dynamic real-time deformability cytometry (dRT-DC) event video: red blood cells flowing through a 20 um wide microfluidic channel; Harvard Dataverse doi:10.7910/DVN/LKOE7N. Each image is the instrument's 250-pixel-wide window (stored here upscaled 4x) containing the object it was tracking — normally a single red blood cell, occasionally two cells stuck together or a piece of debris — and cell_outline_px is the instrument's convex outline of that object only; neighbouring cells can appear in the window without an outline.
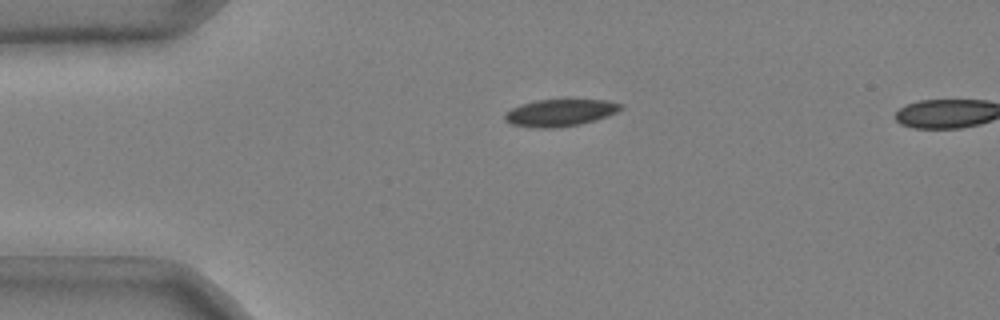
{"species": "common noctule bat (a hibernating species)", "species_latin": "Nyctalus noctula", "temperature_condition": "cold", "stored_images_in_passage": 37, "camera_frame_rate_fps": 3000, "um_per_image_px": 0.085, "animal": {"sex": "male", "body_mass_g": 20.4}, "frame": {"image": 1, "passage_image": 1, "time_ms": 0.0, "image_size_px": [1000, 320], "cell_outline_px": [[624, 108], [608, 116], [596, 120], [580, 124], [556, 128], [536, 128], [512, 124], [504, 120], [504, 112], [520, 104], [536, 100], [608, 100], [624, 104]], "centroid_in_image_um": [47.62, 9.58], "position_along_channel_um": 37.4, "area_um2": 18.44}}
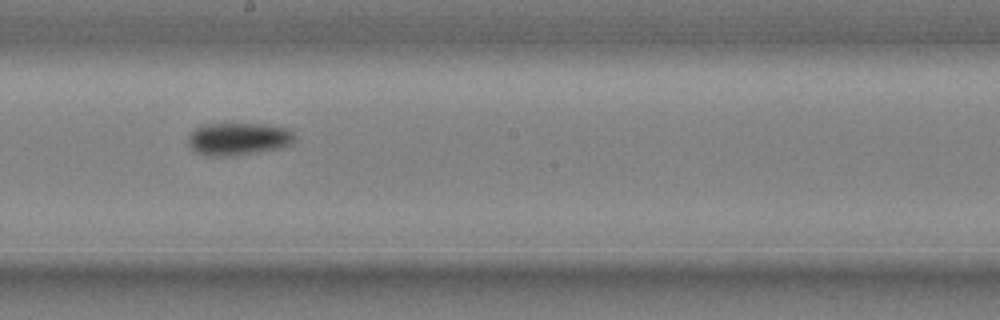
{"frame": {"image": 2, "passage_image": 19, "time_ms": 6.0, "image_size_px": [1000, 320], "cell_outline_px": [[296, 140], [292, 144], [280, 148], [256, 152], [228, 156], [204, 156], [196, 152], [188, 144], [188, 136], [196, 128], [204, 124], [260, 124], [288, 128], [296, 136]], "centroid_in_image_um": [20.27, 11.81], "position_along_channel_um": 227.9, "area_um2": 20.23}}
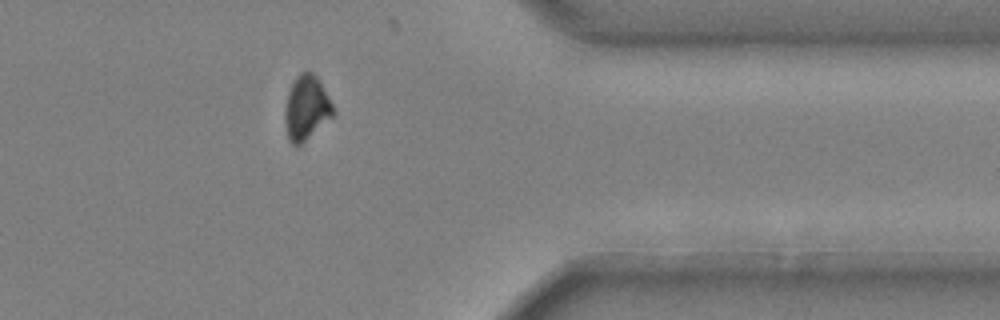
{"frame": {"image": 3, "passage_image": 33, "time_ms": 10.667, "image_size_px": [1000, 320], "cell_outline_px": [[336, 112], [332, 116], [300, 144], [292, 144], [288, 140], [284, 120], [284, 112], [288, 92], [296, 76], [300, 72], [312, 72], [316, 76], [328, 96]], "centroid_in_image_um": [26.02, 9.15], "position_along_channel_um": 385.4, "area_um2": 17.74}, "authors_computed_cell_mechanics": {"area_um2": 19.074, "velocity_mm_per_s": 3.6842, "shape_relaxation_time_tau1_ms": 6.5846, "shape_relaxation_time_tau2_ms": null, "deformation_change_tau1": 0.117, "deformation_change_tau2": null}}